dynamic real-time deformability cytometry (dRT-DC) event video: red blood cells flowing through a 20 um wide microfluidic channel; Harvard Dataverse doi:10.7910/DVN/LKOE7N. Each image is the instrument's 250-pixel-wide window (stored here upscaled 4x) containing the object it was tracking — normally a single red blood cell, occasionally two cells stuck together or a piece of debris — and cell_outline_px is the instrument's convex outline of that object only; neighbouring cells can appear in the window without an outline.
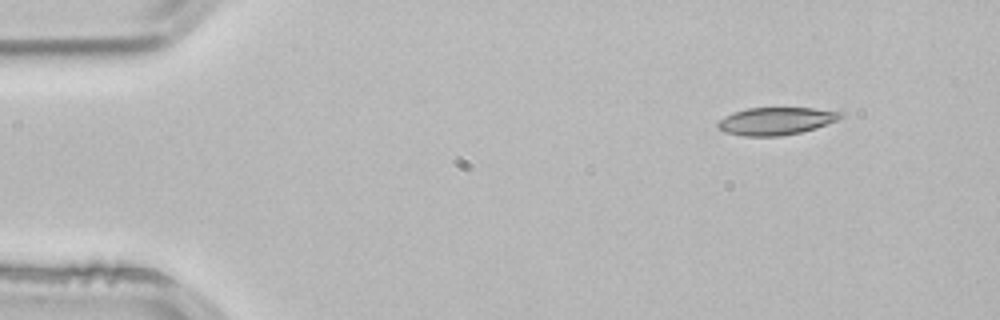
{"species": "common noctule bat (a hibernating species)", "species_latin": "Nyctalus noctula", "temperature_condition": "room temperature", "stored_images_in_passage": 3, "camera_frame_rate_fps": 3000, "um_per_image_px": 0.085, "animal": {"sex": "male", "body_mass_g": 21.5, "forearm_length_mm": 52.0}, "frame": {"image": 1, "passage_image": 1, "time_ms": 0.0, "image_size_px": [1000, 320], "cell_outline_px": [[844, 116], [836, 120], [816, 128], [800, 132], [780, 136], [744, 136], [724, 132], [716, 124], [724, 116], [748, 108], [812, 108], [844, 112]], "centroid_in_image_um": [65.97, 10.29], "position_along_channel_um": 19.0, "area_um2": 19.54}}
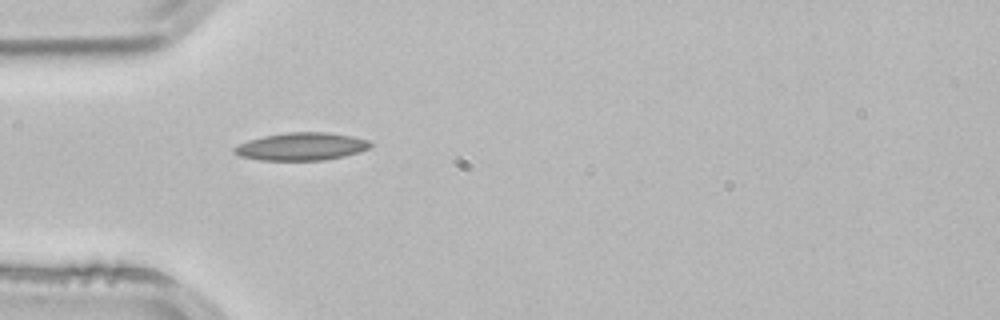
{"frame": {"image": 2, "passage_image": 3, "time_ms": 0.667, "image_size_px": [1000, 320], "cell_outline_px": [[372, 144], [368, 148], [360, 152], [344, 156], [324, 160], [260, 160], [240, 156], [232, 152], [232, 148], [248, 140], [264, 136], [284, 132], [328, 132], [352, 136], [368, 140]], "centroid_in_image_um": [25.61, 12.45], "position_along_channel_um": 59.4, "area_um2": 22.02}}